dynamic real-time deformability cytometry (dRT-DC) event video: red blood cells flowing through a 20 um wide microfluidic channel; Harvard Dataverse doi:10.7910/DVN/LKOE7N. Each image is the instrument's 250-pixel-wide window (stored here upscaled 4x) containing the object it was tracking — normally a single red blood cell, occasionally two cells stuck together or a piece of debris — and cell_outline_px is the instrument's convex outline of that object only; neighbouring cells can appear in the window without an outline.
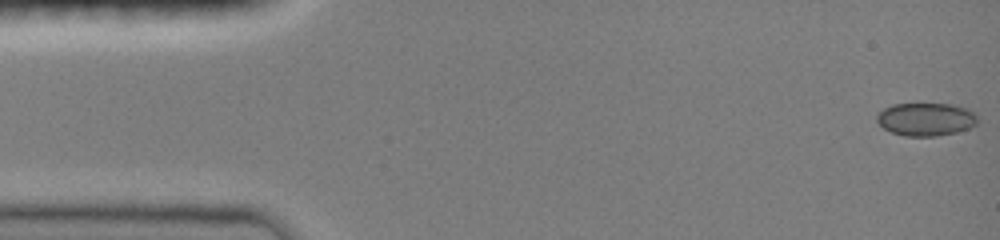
{"species": "common noctule bat (a hibernating species)", "species_latin": "Nyctalus noctula", "temperature_condition": "room temperature", "stored_images_in_passage": 9, "camera_frame_rate_fps": 3000, "um_per_image_px": 0.085, "animal": {"sex": "female", "body_mass_g": 19.0, "forearm_length_mm": 51.5}, "frame": {"image": 1, "passage_image": 1, "time_ms": 0.0, "image_size_px": [1000, 240], "cell_outline_px": [[976, 124], [968, 128], [956, 132], [936, 136], [904, 136], [892, 132], [884, 128], [876, 120], [876, 116], [884, 108], [892, 104], [952, 104], [968, 108], [976, 116]], "centroid_in_image_um": [78.68, 10.13], "position_along_channel_um": 6.3, "area_um2": 19.25}}
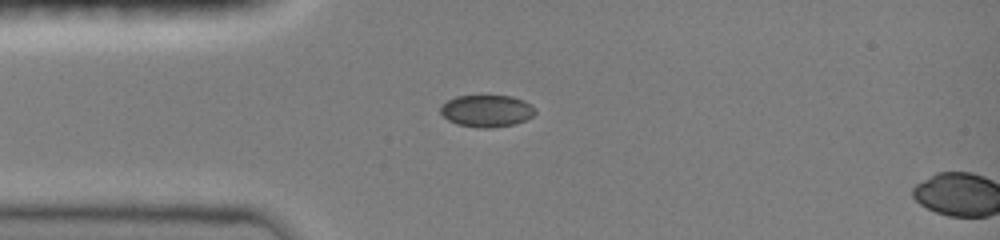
{"frame": {"image": 2, "passage_image": 8, "time_ms": 3.667, "image_size_px": [1000, 240], "cell_outline_px": [[536, 112], [532, 116], [524, 120], [512, 124], [492, 128], [476, 128], [456, 124], [448, 120], [440, 112], [440, 108], [448, 100], [456, 96], [512, 96], [524, 100], [532, 104], [536, 108]], "centroid_in_image_um": [41.38, 9.43], "position_along_channel_um": 43.6, "area_um2": 17.69}}